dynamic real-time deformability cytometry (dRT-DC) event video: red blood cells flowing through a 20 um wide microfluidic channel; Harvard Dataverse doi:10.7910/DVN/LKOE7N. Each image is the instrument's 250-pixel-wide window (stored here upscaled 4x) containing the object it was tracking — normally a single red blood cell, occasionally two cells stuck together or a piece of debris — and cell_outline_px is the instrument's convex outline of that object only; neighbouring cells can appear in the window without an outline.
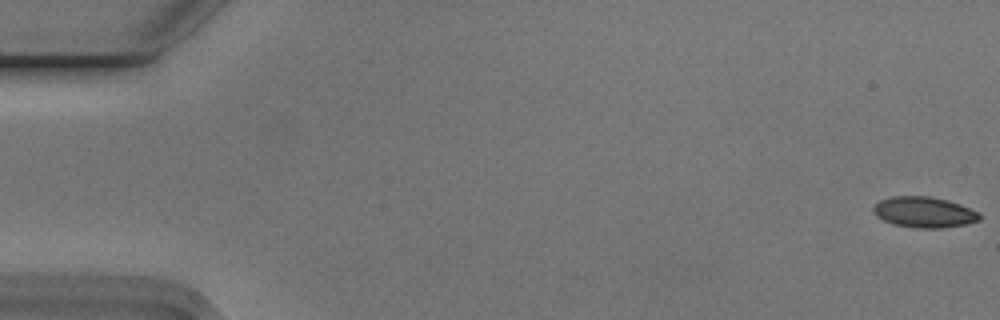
{"species": "Egyptian fruit bat (a non-hibernating species)", "species_latin": "Rousettus aegyptiacus", "temperature_condition": "cold", "stored_images_in_passage": 50, "camera_frame_rate_fps": 3000, "um_per_image_px": 0.085, "animal": {"sex": "male"}, "frame": {"image": 1, "passage_image": 1, "time_ms": 0.0, "image_size_px": [1000, 320], "cell_outline_px": [[980, 220], [964, 224], [944, 228], [916, 228], [896, 224], [884, 220], [876, 216], [872, 208], [880, 200], [892, 196], [928, 196], [948, 200], [960, 204], [980, 212]], "centroid_in_image_um": [78.57, 18.03], "position_along_channel_um": 6.4, "area_um2": 18.96}}
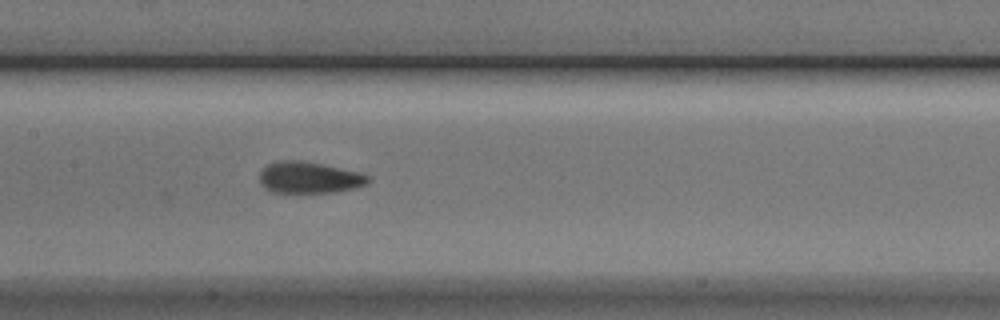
{"frame": {"image": 2, "passage_image": 27, "time_ms": 8.667, "image_size_px": [1000, 320], "cell_outline_px": [[372, 180], [368, 184], [356, 188], [336, 192], [272, 192], [264, 188], [260, 184], [260, 172], [268, 164], [280, 160], [300, 160], [360, 172], [368, 176]], "centroid_in_image_um": [26.3, 15.1], "position_along_channel_um": 181.1, "area_um2": 19.94}}
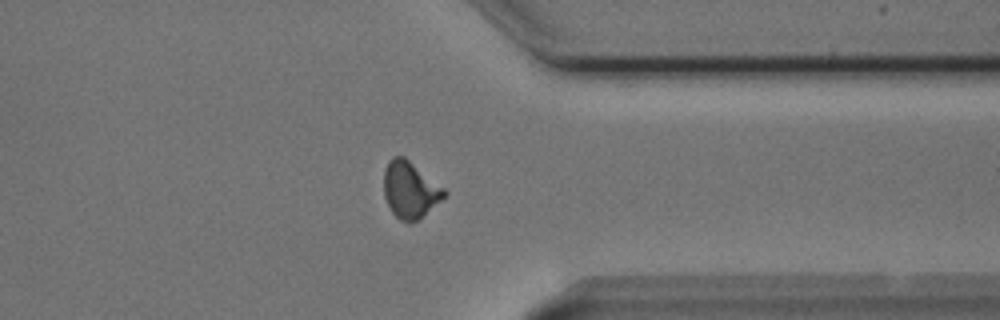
{"frame": {"image": 3, "passage_image": 43, "time_ms": 14.0, "image_size_px": [1000, 320], "cell_outline_px": [[448, 192], [440, 200], [416, 220], [408, 224], [400, 220], [392, 212], [384, 196], [384, 168], [388, 160], [392, 156], [404, 156], [444, 188]], "centroid_in_image_um": [34.81, 16.11], "position_along_channel_um": 376.6, "area_um2": 19.65}}